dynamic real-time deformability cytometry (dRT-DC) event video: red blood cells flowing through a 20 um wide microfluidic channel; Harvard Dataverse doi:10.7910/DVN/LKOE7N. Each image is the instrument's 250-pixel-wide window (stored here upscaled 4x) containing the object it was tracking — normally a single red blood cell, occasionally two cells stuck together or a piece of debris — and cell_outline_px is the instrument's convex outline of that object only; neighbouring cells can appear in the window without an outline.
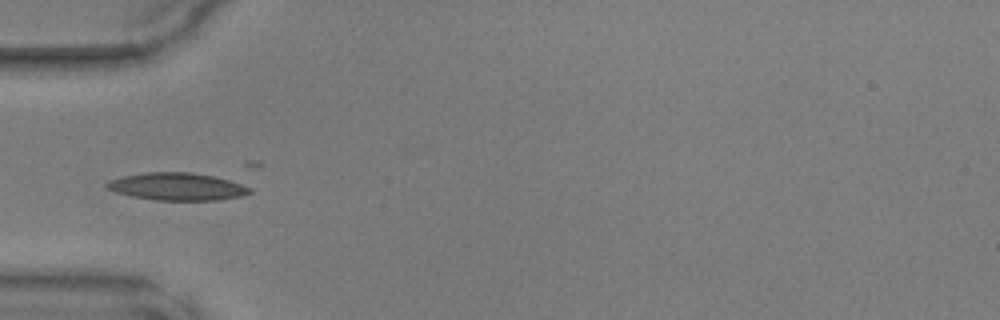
{"species": "common noctule bat (a hibernating species)", "species_latin": "Nyctalus noctula", "temperature_condition": "warm", "stored_images_in_passage": 5, "camera_frame_rate_fps": 3000, "um_per_image_px": 0.085, "animal": {"sex": "male", "body_mass_g": 17.9, "forearm_length_mm": 54.2}, "frame": {"image": 1, "passage_image": 1, "time_ms": 0.0, "image_size_px": [1000, 320], "cell_outline_px": [[252, 192], [240, 196], [216, 200], [156, 200], [132, 196], [116, 192], [104, 188], [104, 184], [108, 180], [124, 176], [148, 172], [188, 172], [212, 176], [228, 180], [252, 188]], "centroid_in_image_um": [15.0, 15.86], "position_along_channel_um": 70.0, "area_um2": 22.72}}